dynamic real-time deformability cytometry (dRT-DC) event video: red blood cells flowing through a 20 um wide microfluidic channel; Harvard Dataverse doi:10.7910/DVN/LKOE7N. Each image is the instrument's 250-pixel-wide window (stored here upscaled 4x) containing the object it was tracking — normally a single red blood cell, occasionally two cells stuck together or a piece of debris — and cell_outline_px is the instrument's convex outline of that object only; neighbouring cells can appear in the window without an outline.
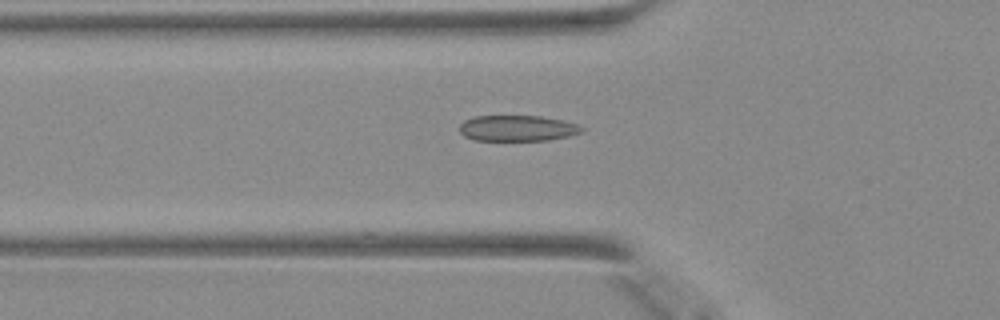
{"species": "Egyptian fruit bat (a non-hibernating species)", "species_latin": "Rousettus aegyptiacus", "temperature_condition": "warm", "stored_images_in_passage": 48, "camera_frame_rate_fps": 3000, "um_per_image_px": 0.085, "animal": {"sex": "female"}, "frame": {"image": 1, "passage_image": 17, "time_ms": 5.333, "image_size_px": [1000, 320], "cell_outline_px": [[584, 128], [580, 132], [568, 136], [548, 140], [476, 140], [464, 136], [460, 132], [460, 124], [464, 120], [476, 116], [540, 116], [564, 120], [576, 124]], "centroid_in_image_um": [43.96, 10.89], "position_along_channel_um": 81.8, "area_um2": 18.26}}
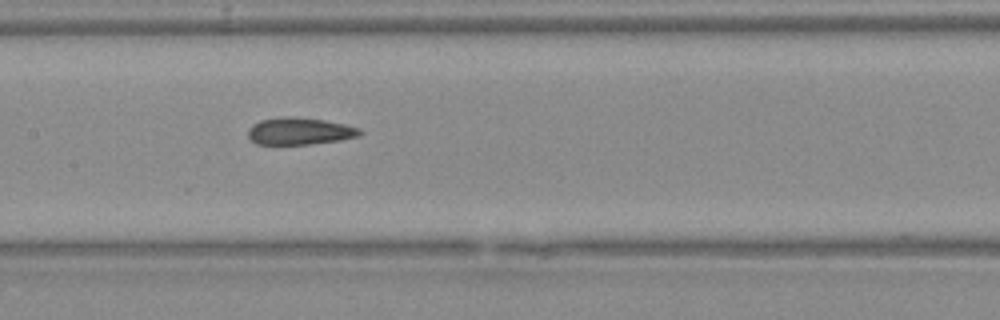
{"frame": {"image": 2, "passage_image": 24, "time_ms": 7.667, "image_size_px": [1000, 320], "cell_outline_px": [[364, 132], [356, 136], [340, 140], [312, 144], [256, 144], [248, 136], [248, 128], [252, 124], [260, 120], [280, 116], [292, 116], [324, 120], [344, 124], [360, 128]], "centroid_in_image_um": [25.44, 11.14], "position_along_channel_um": 182.0, "area_um2": 17.74}}
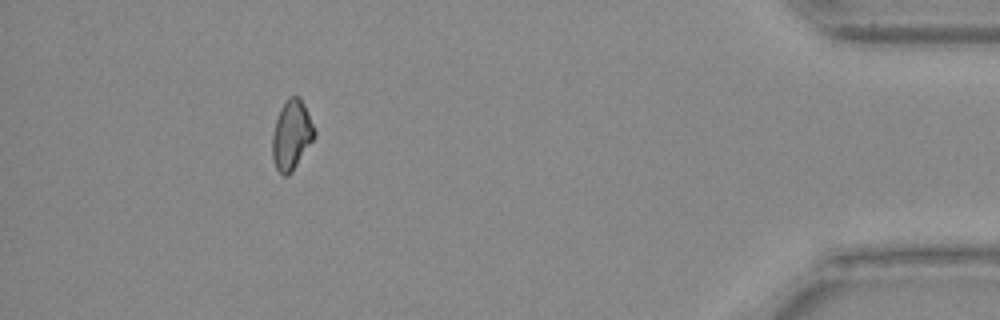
{"frame": {"image": 3, "passage_image": 44, "time_ms": 14.333, "image_size_px": [1000, 320], "cell_outline_px": [[316, 136], [292, 172], [288, 176], [284, 176], [276, 168], [272, 156], [272, 136], [276, 120], [288, 96], [300, 96], [304, 104], [316, 132]], "centroid_in_image_um": [24.79, 11.49], "position_along_channel_um": 410.4, "area_um2": 16.94}}